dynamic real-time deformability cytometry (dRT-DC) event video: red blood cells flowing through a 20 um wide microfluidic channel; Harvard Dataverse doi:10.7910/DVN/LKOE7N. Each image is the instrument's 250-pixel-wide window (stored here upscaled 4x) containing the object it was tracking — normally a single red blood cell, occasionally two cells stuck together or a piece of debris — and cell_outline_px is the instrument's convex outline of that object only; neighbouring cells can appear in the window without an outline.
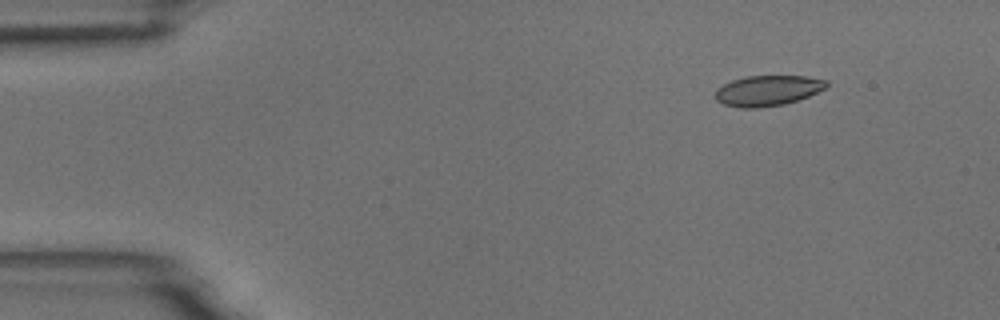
{"species": "common noctule bat (a hibernating species)", "species_latin": "Nyctalus noctula", "temperature_condition": "room temperature", "stored_images_in_passage": 3, "camera_frame_rate_fps": 3000, "um_per_image_px": 0.085, "animal": {"sex": "male", "body_mass_g": 18.8}, "frame": {"image": 1, "passage_image": 1, "time_ms": 0.0, "image_size_px": [1000, 320], "cell_outline_px": [[828, 84], [824, 88], [808, 96], [784, 104], [756, 108], [740, 108], [724, 104], [716, 100], [716, 88], [732, 80], [744, 76], [808, 76], [828, 80]], "centroid_in_image_um": [65.24, 7.69], "position_along_channel_um": 19.8, "area_um2": 19.65}}
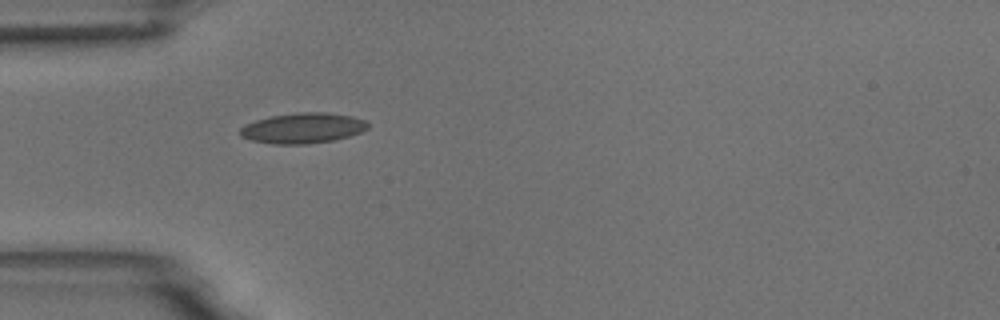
{"frame": {"image": 2, "passage_image": 3, "time_ms": 3.333, "image_size_px": [1000, 320], "cell_outline_px": [[368, 128], [360, 132], [348, 136], [332, 140], [304, 144], [272, 144], [252, 140], [240, 136], [240, 128], [244, 124], [256, 120], [272, 116], [296, 112], [328, 112], [352, 116], [364, 120], [368, 124]], "centroid_in_image_um": [25.71, 10.88], "position_along_channel_um": 59.3, "area_um2": 22.54}}